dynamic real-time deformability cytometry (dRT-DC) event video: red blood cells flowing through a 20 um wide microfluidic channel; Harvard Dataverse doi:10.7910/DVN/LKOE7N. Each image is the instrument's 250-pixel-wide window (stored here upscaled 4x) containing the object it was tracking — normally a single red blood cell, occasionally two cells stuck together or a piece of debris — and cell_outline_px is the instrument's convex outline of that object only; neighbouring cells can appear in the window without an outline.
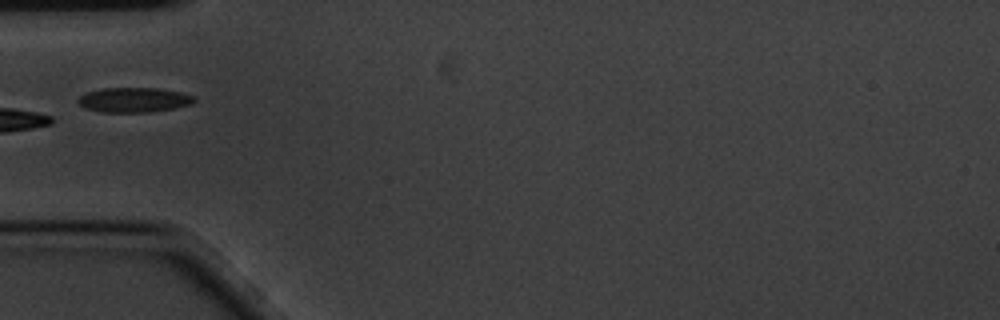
{"species": "common noctule bat (a hibernating species)", "species_latin": "Nyctalus noctula", "temperature_condition": "cold", "stored_images_in_passage": 11, "camera_frame_rate_fps": 3000, "um_per_image_px": 0.085, "animal": {"sex": "male", "body_mass_g": 20.1, "forearm_length_mm": 53.5}, "frame": {"image": 1, "passage_image": 5, "time_ms": 1.333, "image_size_px": [1000, 320], "cell_outline_px": [[196, 100], [192, 104], [172, 108], [148, 112], [100, 112], [84, 108], [76, 100], [80, 96], [88, 92], [104, 88], [156, 88], [180, 92], [196, 96]], "centroid_in_image_um": [11.38, 8.49], "position_along_channel_um": 73.6, "area_um2": 16.7}}
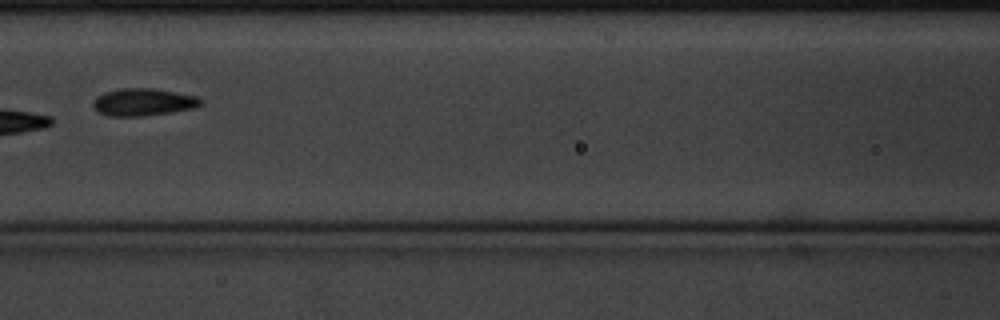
{"frame": {"image": 2, "passage_image": 7, "time_ms": 2.0, "image_size_px": [1000, 320], "cell_outline_px": [[200, 104], [196, 108], [172, 112], [140, 116], [112, 116], [100, 112], [92, 104], [92, 100], [96, 96], [104, 92], [120, 88], [152, 88], [196, 96], [200, 100]], "centroid_in_image_um": [12.15, 8.67], "position_along_channel_um": 154.5, "area_um2": 16.99}}
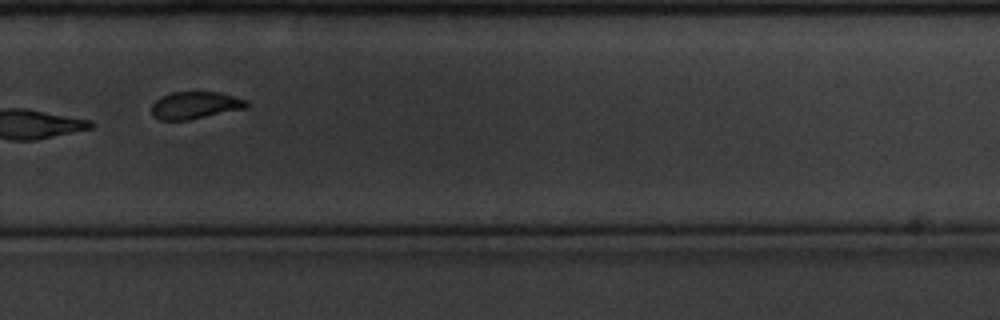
{"frame": {"image": 3, "passage_image": 11, "time_ms": 3.333, "image_size_px": [1000, 320], "cell_outline_px": [[248, 108], [188, 120], [160, 120], [152, 116], [152, 104], [160, 96], [172, 92], [220, 92], [248, 100]], "centroid_in_image_um": [16.6, 8.95], "position_along_channel_um": 313.2, "area_um2": 15.26}}